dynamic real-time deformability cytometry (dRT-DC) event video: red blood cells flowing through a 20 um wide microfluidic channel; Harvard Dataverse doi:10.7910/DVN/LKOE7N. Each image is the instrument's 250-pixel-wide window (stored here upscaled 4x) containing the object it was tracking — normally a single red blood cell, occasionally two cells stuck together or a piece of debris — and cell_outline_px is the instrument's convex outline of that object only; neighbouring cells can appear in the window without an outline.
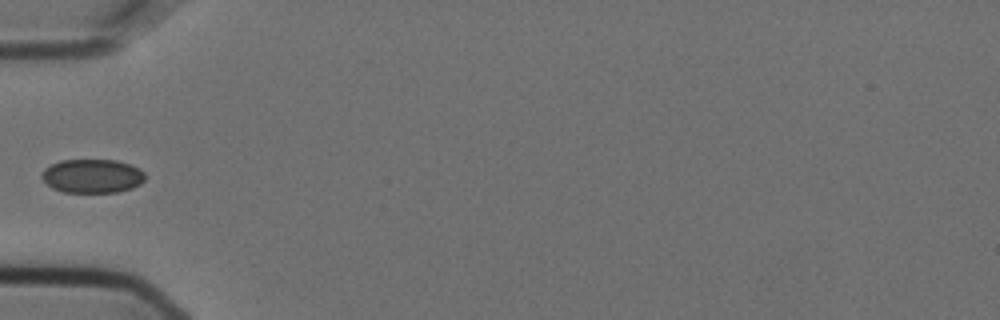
{"species": "Egyptian fruit bat (a non-hibernating species)", "species_latin": "Rousettus aegyptiacus", "temperature_condition": "cold", "stored_images_in_passage": 4, "camera_frame_rate_fps": 3000, "um_per_image_px": 0.085, "animal": {"sex": "female"}, "frame": {"image": 1, "passage_image": 4, "time_ms": 1.0, "image_size_px": [1000, 320], "cell_outline_px": [[144, 180], [140, 184], [132, 188], [116, 192], [64, 192], [52, 188], [40, 176], [44, 168], [60, 160], [116, 160], [140, 168], [144, 172]], "centroid_in_image_um": [7.84, 14.96], "position_along_channel_um": 77.2, "area_um2": 20.35}}